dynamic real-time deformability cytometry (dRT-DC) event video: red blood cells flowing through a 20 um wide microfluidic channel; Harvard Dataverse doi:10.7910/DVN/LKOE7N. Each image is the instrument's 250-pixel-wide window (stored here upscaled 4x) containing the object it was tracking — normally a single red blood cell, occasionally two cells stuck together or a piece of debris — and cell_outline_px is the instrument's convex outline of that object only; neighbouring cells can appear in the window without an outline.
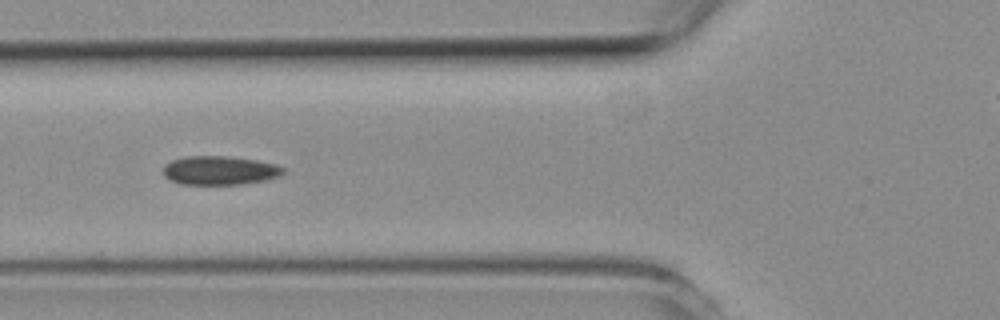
{"species": "common noctule bat (a hibernating species)", "species_latin": "Nyctalus noctula", "temperature_condition": "room temperature", "stored_images_in_passage": 4, "camera_frame_rate_fps": 3000, "um_per_image_px": 0.085, "animal": {"sex": "female", "body_mass_g": 19.3, "forearm_length_mm": 54.1}, "frame": {"image": 1, "passage_image": 3, "time_ms": 3.0, "image_size_px": [1000, 320], "cell_outline_px": [[284, 172], [280, 176], [264, 180], [244, 184], [180, 184], [168, 180], [164, 176], [164, 164], [172, 160], [184, 156], [224, 156], [256, 160], [276, 164], [284, 168]], "centroid_in_image_um": [18.65, 14.49], "position_along_channel_um": 107.2, "area_um2": 20.23}}
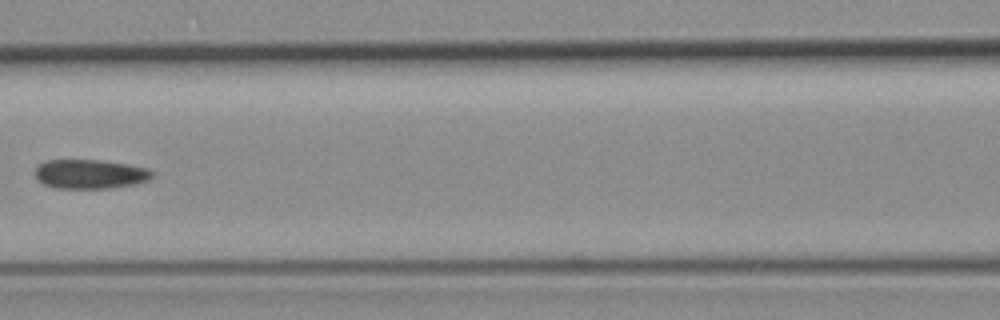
{"frame": {"image": 2, "passage_image": 4, "time_ms": 4.333, "image_size_px": [1000, 320], "cell_outline_px": [[152, 176], [148, 180], [136, 184], [108, 188], [56, 188], [44, 184], [36, 176], [36, 164], [44, 160], [100, 160], [128, 164], [148, 168], [152, 172]], "centroid_in_image_um": [7.65, 14.78], "position_along_channel_um": 159.0, "area_um2": 19.94}}